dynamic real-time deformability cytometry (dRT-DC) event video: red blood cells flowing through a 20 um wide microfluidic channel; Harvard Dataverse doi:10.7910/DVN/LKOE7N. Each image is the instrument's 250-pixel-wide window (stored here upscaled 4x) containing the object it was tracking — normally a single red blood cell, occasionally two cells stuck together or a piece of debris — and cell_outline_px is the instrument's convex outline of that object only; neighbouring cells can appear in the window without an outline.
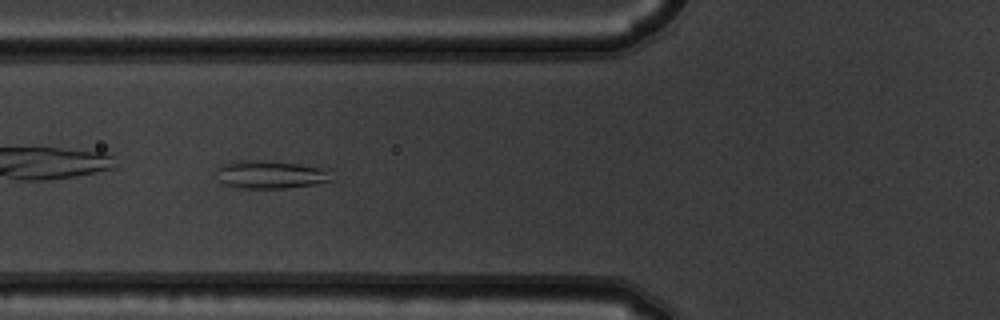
{"species": "common noctule bat (a hibernating species)", "species_latin": "Nyctalus noctula", "temperature_condition": "warm", "stored_images_in_passage": 3, "camera_frame_rate_fps": 3000, "um_per_image_px": 0.085, "animal": {"sex": "male", "body_mass_g": 19.5, "forearm_length_mm": 54.6}, "frame": {"image": 1, "passage_image": 2, "time_ms": 0.333, "image_size_px": [1000, 320], "cell_outline_px": [[332, 180], [316, 184], [284, 188], [236, 188], [224, 184], [220, 180], [216, 168], [224, 164], [236, 160], [260, 160], [296, 164], [328, 168]], "centroid_in_image_um": [22.99, 14.84], "position_along_channel_um": 102.8, "area_um2": 18.73}}